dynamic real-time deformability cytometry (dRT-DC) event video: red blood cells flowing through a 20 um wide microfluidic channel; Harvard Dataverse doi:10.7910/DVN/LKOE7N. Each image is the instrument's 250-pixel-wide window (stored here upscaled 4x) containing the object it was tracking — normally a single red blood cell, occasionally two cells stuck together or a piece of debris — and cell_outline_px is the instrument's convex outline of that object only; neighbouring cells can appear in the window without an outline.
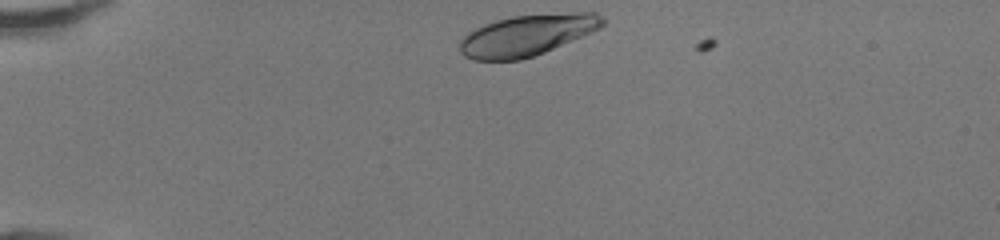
{"species": "human", "species_latin": "Homo sapiens", "temperature_condition": "room temperature", "stored_images_in_passage": 33, "camera_frame_rate_fps": 3000, "um_per_image_px": 0.085, "donor": {"sex": "female"}, "frame": {"image": 1, "passage_image": 1, "time_ms": 0.0, "image_size_px": [1000, 240], "cell_outline_px": [[608, 20], [600, 28], [544, 52], [520, 60], [472, 60], [464, 56], [460, 52], [460, 40], [468, 32], [484, 24], [496, 20], [512, 16], [576, 12], [596, 12], [604, 16]], "centroid_in_image_um": [44.81, 2.98], "position_along_channel_um": 40.2, "area_um2": 34.16}}
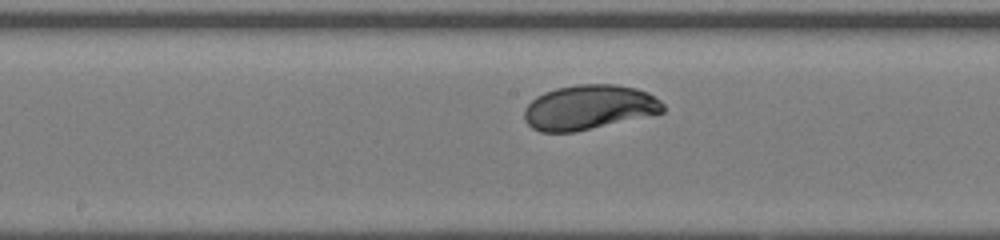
{"frame": {"image": 2, "passage_image": 16, "time_ms": 5.0, "image_size_px": [1000, 240], "cell_outline_px": [[664, 112], [576, 132], [540, 132], [532, 128], [524, 120], [524, 108], [536, 96], [544, 92], [556, 88], [576, 84], [616, 84], [636, 88], [648, 92], [660, 100], [664, 104]], "centroid_in_image_um": [50.04, 9.12], "position_along_channel_um": 198.2, "area_um2": 36.3}}
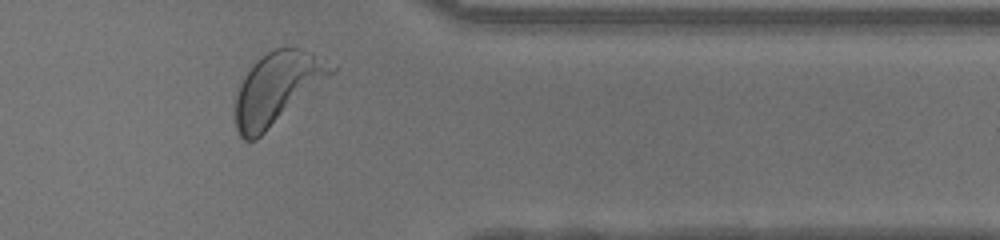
{"frame": {"image": 3, "passage_image": 30, "time_ms": 9.667, "image_size_px": [1000, 240], "cell_outline_px": [[336, 72], [256, 140], [244, 140], [240, 136], [236, 128], [232, 112], [236, 96], [240, 84], [244, 76], [256, 60], [260, 56], [272, 48], [296, 48], [336, 68]], "centroid_in_image_um": [23.46, 7.56], "position_along_channel_um": 387.9, "area_um2": 39.59}, "authors_computed_cell_mechanics": {"area_um2": 36.4718, "velocity_mm_per_s": 4.2208, "shape_relaxation_time_tau1_ms": 2.2102, "shape_relaxation_time_tau2_ms": null, "deformation_change_tau1": 0.151, "deformation_change_tau2": null}}